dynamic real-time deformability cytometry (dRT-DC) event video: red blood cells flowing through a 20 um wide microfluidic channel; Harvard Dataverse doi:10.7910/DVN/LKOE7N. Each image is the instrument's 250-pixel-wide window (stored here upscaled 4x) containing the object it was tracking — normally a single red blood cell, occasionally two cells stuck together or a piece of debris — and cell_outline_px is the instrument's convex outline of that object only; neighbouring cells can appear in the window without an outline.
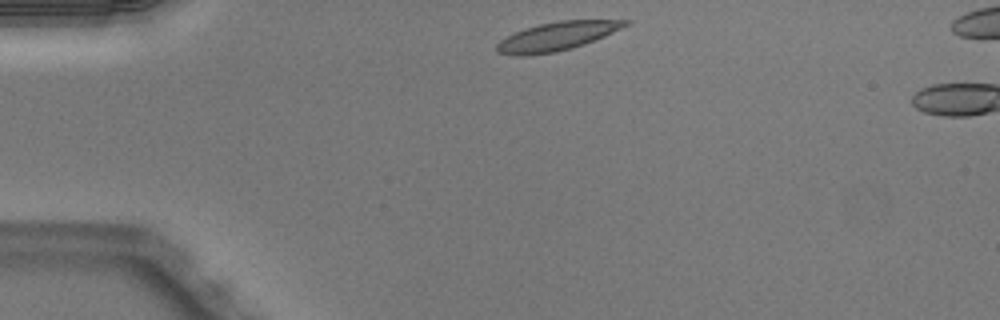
{"species": "Egyptian fruit bat (a non-hibernating species)", "species_latin": "Rousettus aegyptiacus", "temperature_condition": "warm", "stored_images_in_passage": 3, "camera_frame_rate_fps": 3000, "um_per_image_px": 0.085, "animal": {"sex": "male"}, "frame": {"image": 1, "passage_image": 1, "time_ms": 0.0, "image_size_px": [1000, 320], "cell_outline_px": [[632, 20], [628, 24], [604, 36], [584, 44], [572, 48], [556, 52], [524, 56], [520, 56], [496, 52], [496, 44], [500, 40], [524, 28], [540, 24], [560, 20]], "centroid_in_image_um": [47.3, 3.09], "position_along_channel_um": 37.7, "area_um2": 21.15}}